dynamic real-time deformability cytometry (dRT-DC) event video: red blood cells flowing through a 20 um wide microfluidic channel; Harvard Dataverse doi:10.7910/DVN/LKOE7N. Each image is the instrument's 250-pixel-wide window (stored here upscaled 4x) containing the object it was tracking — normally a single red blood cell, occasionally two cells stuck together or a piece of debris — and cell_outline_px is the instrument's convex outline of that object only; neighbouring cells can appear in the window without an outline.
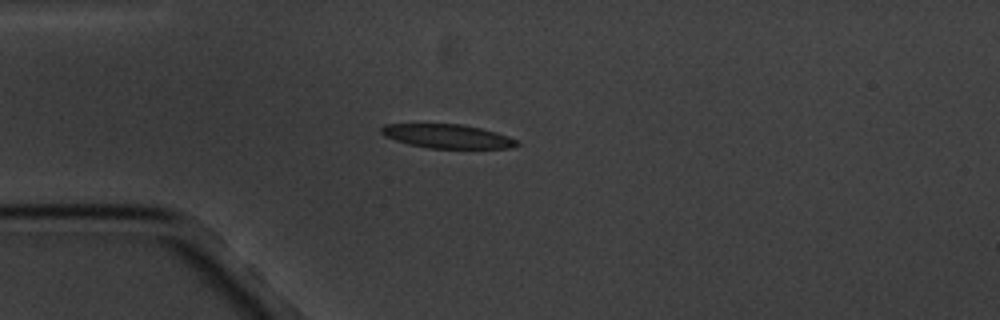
{"species": "common noctule bat (a hibernating species)", "species_latin": "Nyctalus noctula", "temperature_condition": "cold", "stored_images_in_passage": 11, "camera_frame_rate_fps": 3000, "um_per_image_px": 0.085, "animal": {"sex": "male", "body_mass_g": 20.1, "forearm_length_mm": 53.5}, "frame": {"image": 1, "passage_image": 4, "time_ms": 3.667, "image_size_px": [1000, 320], "cell_outline_px": [[520, 144], [512, 148], [428, 148], [408, 144], [384, 136], [380, 132], [380, 128], [384, 124], [460, 124], [480, 128], [496, 132], [508, 136], [516, 140]], "centroid_in_image_um": [38.01, 11.58], "position_along_channel_um": 47.0, "area_um2": 18.84}}
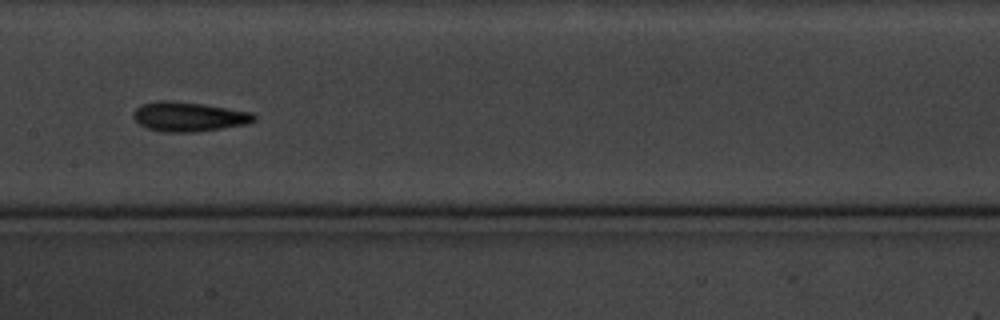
{"frame": {"image": 2, "passage_image": 8, "time_ms": 8.333, "image_size_px": [1000, 320], "cell_outline_px": [[256, 120], [248, 124], [196, 132], [164, 132], [148, 128], [140, 124], [132, 116], [132, 112], [140, 104], [160, 100], [172, 100], [204, 104], [252, 112], [256, 116]], "centroid_in_image_um": [16.04, 9.91], "position_along_channel_um": 191.4, "area_um2": 20.92}}
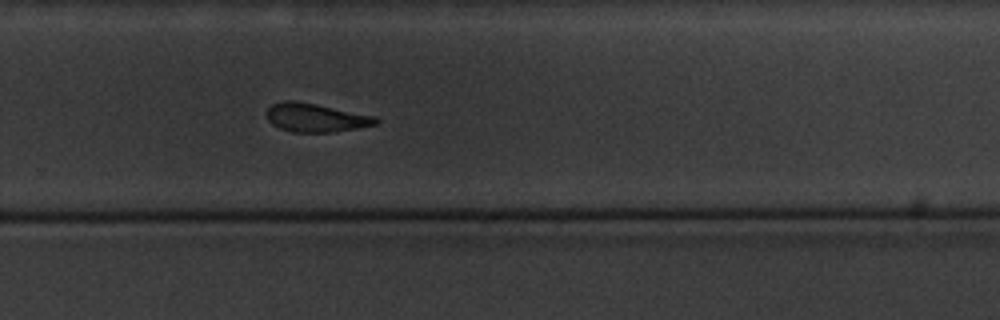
{"frame": {"image": 3, "passage_image": 11, "time_ms": 11.667, "image_size_px": [1000, 320], "cell_outline_px": [[380, 120], [376, 124], [356, 128], [332, 132], [292, 132], [280, 128], [272, 124], [268, 120], [268, 108], [272, 104], [284, 100], [292, 100], [316, 104], [376, 116]], "centroid_in_image_um": [26.84, 10.0], "position_along_channel_um": 303.0, "area_um2": 18.03}}